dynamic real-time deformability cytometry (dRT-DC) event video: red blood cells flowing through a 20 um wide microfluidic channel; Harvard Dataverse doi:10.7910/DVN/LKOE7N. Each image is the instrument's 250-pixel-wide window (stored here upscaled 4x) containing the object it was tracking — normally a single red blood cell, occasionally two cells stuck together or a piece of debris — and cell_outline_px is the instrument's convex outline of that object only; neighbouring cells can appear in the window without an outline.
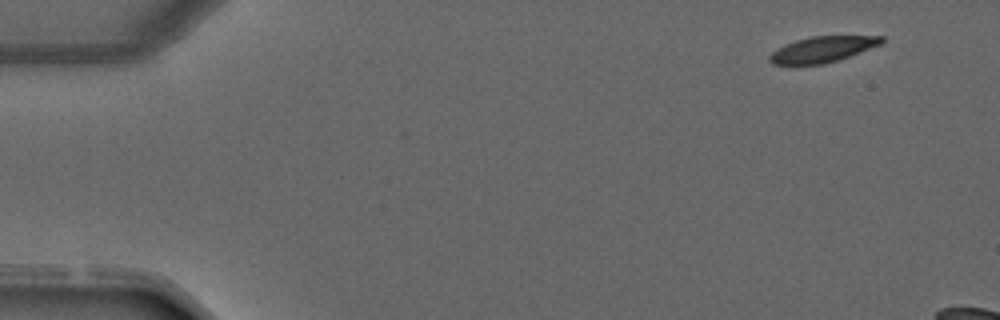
{"species": "common noctule bat (a hibernating species)", "species_latin": "Nyctalus noctula", "temperature_condition": "warm", "stored_images_in_passage": 3, "camera_frame_rate_fps": 3000, "um_per_image_px": 0.085, "animal": {"sex": "male", "forearm_length_mm": 52.5}, "frame": {"image": 1, "passage_image": 1, "time_ms": 0.0, "image_size_px": [1000, 320], "cell_outline_px": [[884, 40], [880, 44], [860, 52], [824, 64], [772, 64], [768, 60], [768, 56], [776, 48], [784, 44], [796, 40], [812, 36], [884, 36]], "centroid_in_image_um": [69.86, 4.19], "position_along_channel_um": 15.1, "area_um2": 16.65}}